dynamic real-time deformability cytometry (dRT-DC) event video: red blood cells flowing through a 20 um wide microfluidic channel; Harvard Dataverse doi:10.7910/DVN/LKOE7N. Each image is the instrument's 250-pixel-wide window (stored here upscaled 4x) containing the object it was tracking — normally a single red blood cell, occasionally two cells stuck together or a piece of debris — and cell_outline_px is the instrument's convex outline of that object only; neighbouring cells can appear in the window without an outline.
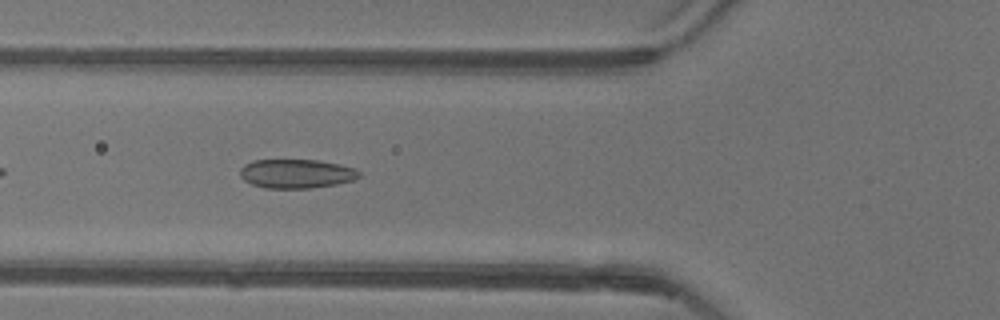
{"species": "common noctule bat (a hibernating species)", "species_latin": "Nyctalus noctula", "temperature_condition": "warm", "stored_images_in_passage": 39, "camera_frame_rate_fps": 3000, "um_per_image_px": 0.085, "animal": {"sex": "female"}, "frame": {"image": 1, "passage_image": 6, "time_ms": 1.667, "image_size_px": [1000, 320], "cell_outline_px": [[360, 176], [356, 180], [336, 184], [312, 188], [264, 188], [252, 184], [244, 180], [240, 176], [240, 168], [244, 164], [252, 160], [320, 160], [340, 164], [356, 168], [360, 172]], "centroid_in_image_um": [25.21, 14.76], "position_along_channel_um": 100.6, "area_um2": 20.4}}
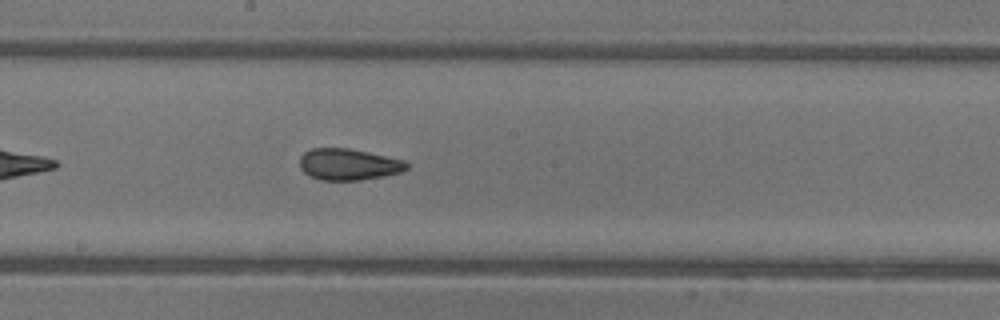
{"frame": {"image": 2, "passage_image": 15, "time_ms": 4.667, "image_size_px": [1000, 320], "cell_outline_px": [[408, 168], [400, 172], [384, 176], [360, 180], [320, 180], [308, 176], [300, 168], [300, 156], [304, 152], [312, 148], [348, 148], [368, 152], [404, 160], [408, 164]], "centroid_in_image_um": [29.6, 13.97], "position_along_channel_um": 218.6, "area_um2": 19.65}}
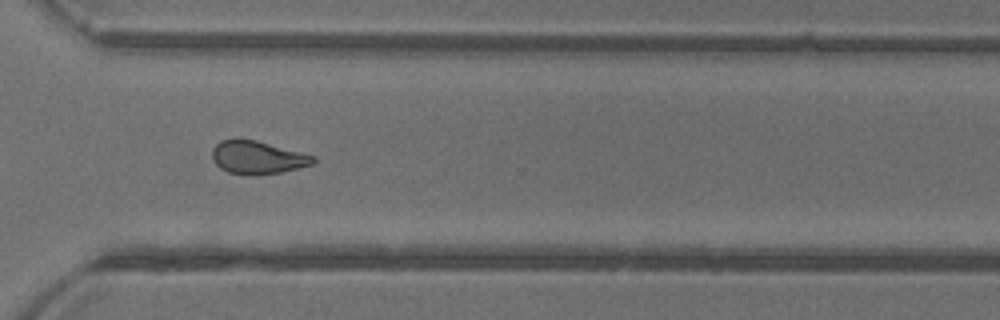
{"frame": {"image": 3, "passage_image": 25, "time_ms": 8.0, "image_size_px": [1000, 320], "cell_outline_px": [[316, 160], [312, 164], [280, 172], [228, 172], [220, 168], [212, 160], [212, 148], [220, 140], [256, 140], [316, 156]], "centroid_in_image_um": [21.88, 13.34], "position_along_channel_um": 348.7, "area_um2": 18.55}, "authors_computed_cell_mechanics": {"area_um2": 19.8832, "velocity_mm_per_s": 3.9092, "shape_relaxation_time_tau1_ms": null, "shape_relaxation_time_tau2_ms": 2.8295, "deformation_change_tau1": null, "deformation_change_tau2": 0.0925}}